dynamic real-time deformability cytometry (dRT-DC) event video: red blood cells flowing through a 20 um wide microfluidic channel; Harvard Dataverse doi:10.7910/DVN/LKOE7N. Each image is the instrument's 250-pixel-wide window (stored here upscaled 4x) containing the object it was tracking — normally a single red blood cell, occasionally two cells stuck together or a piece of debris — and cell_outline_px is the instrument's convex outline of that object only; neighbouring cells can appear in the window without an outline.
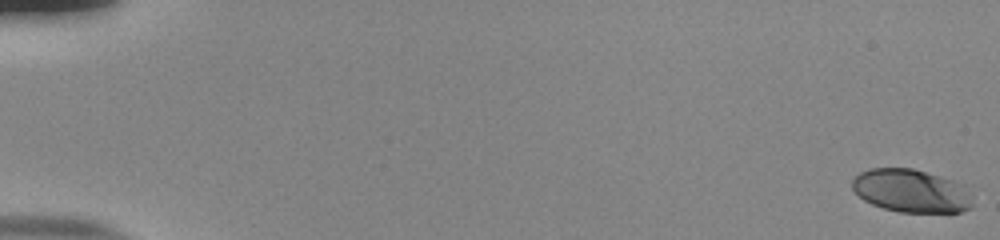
{"species": "human", "species_latin": "Homo sapiens", "temperature_condition": "room temperature", "stored_images_in_passage": 55, "camera_frame_rate_fps": 3000, "um_per_image_px": 0.085, "donor": {"sex": "male"}, "frame": {"image": 1, "passage_image": 1, "time_ms": 0.0, "image_size_px": [1000, 240], "cell_outline_px": [[972, 204], [968, 208], [960, 212], [900, 212], [884, 208], [872, 204], [864, 200], [852, 188], [852, 180], [860, 172], [868, 168], [912, 168], [940, 176], [952, 180]], "centroid_in_image_um": [77.3, 16.21], "position_along_channel_um": 7.7, "area_um2": 29.25}}
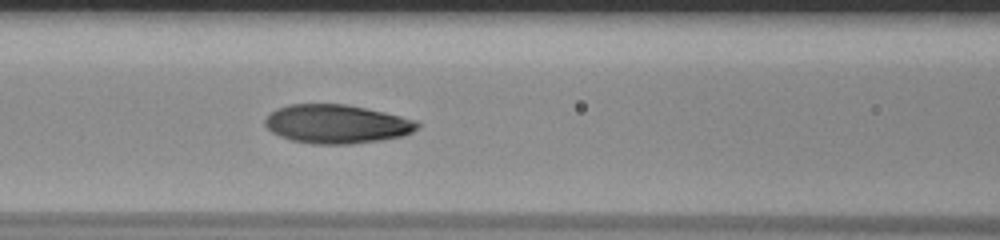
{"frame": {"image": 2, "passage_image": 26, "time_ms": 8.333, "image_size_px": [1000, 240], "cell_outline_px": [[420, 128], [404, 136], [380, 140], [352, 144], [312, 144], [292, 140], [280, 136], [272, 132], [264, 124], [264, 120], [276, 108], [288, 104], [344, 104], [384, 112], [416, 120], [420, 124]], "centroid_in_image_um": [28.63, 10.54], "position_along_channel_um": 138.0, "area_um2": 34.45}}
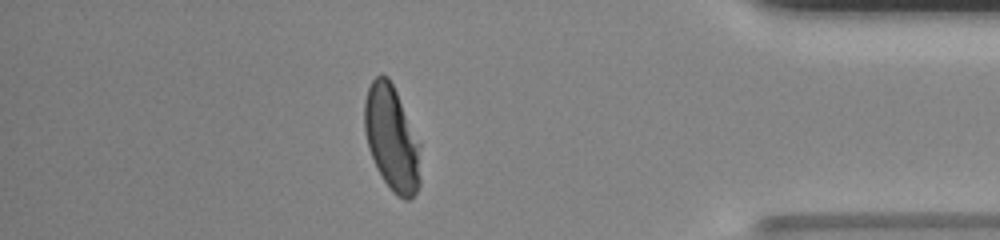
{"frame": {"image": 3, "passage_image": 49, "time_ms": 16.0, "image_size_px": [1000, 240], "cell_outline_px": [[420, 184], [416, 192], [408, 200], [404, 200], [396, 196], [392, 192], [376, 168], [368, 148], [364, 132], [364, 100], [368, 88], [372, 80], [376, 76], [388, 76], [396, 92], [420, 144]], "centroid_in_image_um": [33.29, 11.8], "position_along_channel_um": 401.9, "area_um2": 34.28}, "authors_computed_cell_mechanics": {"area_um2": 33.6974, "velocity_mm_per_s": 3.8303, "shape_relaxation_time_tau1_ms": 5.129, "shape_relaxation_time_tau2_ms": 0.7994, "deformation_change_tau1": 0.2062, "deformation_change_tau2": 0.0526}}